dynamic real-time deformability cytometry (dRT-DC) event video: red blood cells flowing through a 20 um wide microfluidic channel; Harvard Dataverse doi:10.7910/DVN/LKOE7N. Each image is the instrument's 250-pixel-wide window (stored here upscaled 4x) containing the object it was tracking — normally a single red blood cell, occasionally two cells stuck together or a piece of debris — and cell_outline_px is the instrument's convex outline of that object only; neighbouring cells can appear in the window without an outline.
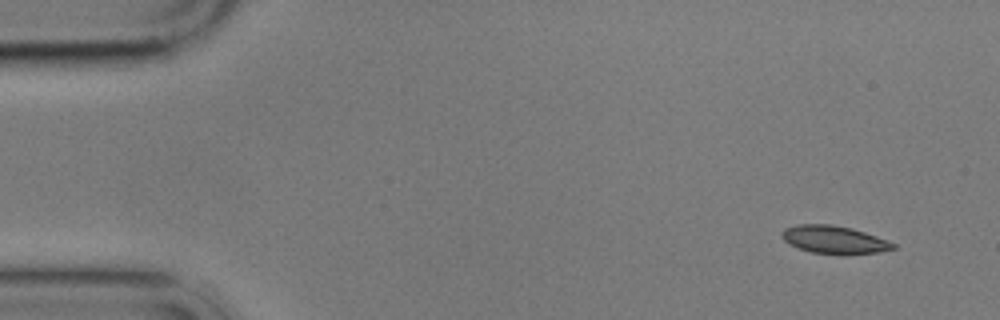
{"species": "common noctule bat (a hibernating species)", "species_latin": "Nyctalus noctula", "temperature_condition": "cold", "stored_images_in_passage": 7, "camera_frame_rate_fps": 3000, "um_per_image_px": 0.085, "animal": {"sex": "male", "body_mass_g": 17.9}, "frame": {"image": 1, "passage_image": 1, "time_ms": 0.0, "image_size_px": [1000, 320], "cell_outline_px": [[896, 248], [880, 252], [812, 252], [788, 244], [780, 236], [780, 232], [784, 228], [796, 224], [832, 224], [852, 228], [888, 240], [896, 244]], "centroid_in_image_um": [70.85, 20.32], "position_along_channel_um": 14.1, "area_um2": 17.57}}
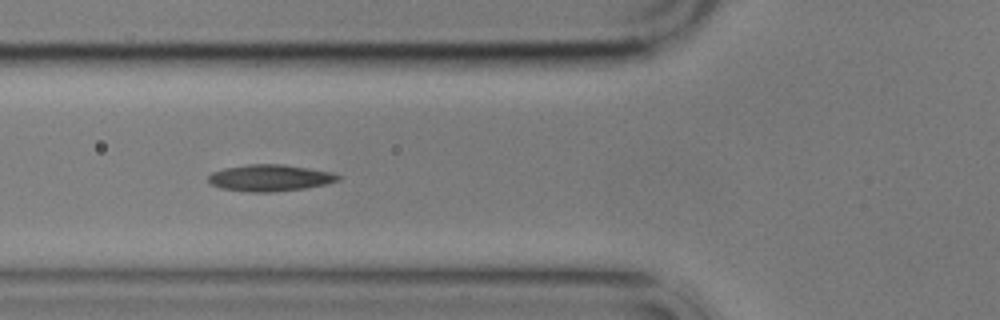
{"frame": {"image": 2, "passage_image": 6, "time_ms": 5.667, "image_size_px": [1000, 320], "cell_outline_px": [[340, 180], [328, 184], [304, 188], [272, 192], [252, 192], [220, 188], [212, 184], [208, 180], [208, 176], [212, 172], [224, 168], [248, 164], [284, 164], [332, 172], [340, 176]], "centroid_in_image_um": [22.96, 15.11], "position_along_channel_um": 102.8, "area_um2": 20.11}}
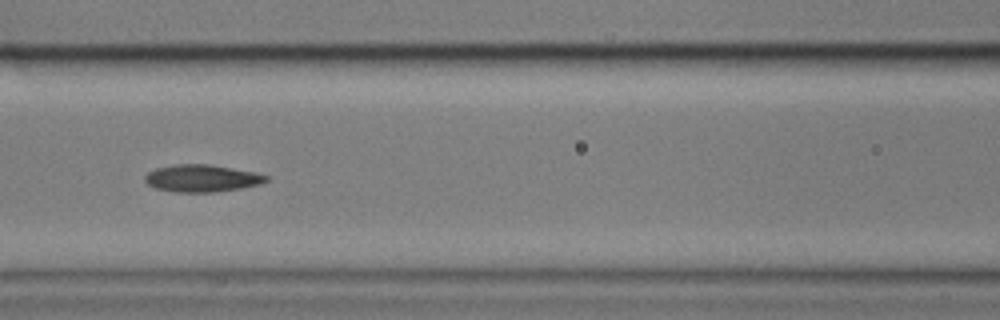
{"frame": {"image": 3, "passage_image": 7, "time_ms": 7.0, "image_size_px": [1000, 320], "cell_outline_px": [[268, 180], [260, 184], [240, 188], [216, 192], [176, 192], [156, 188], [148, 184], [144, 180], [144, 176], [148, 172], [156, 168], [176, 164], [208, 164], [256, 172], [268, 176]], "centroid_in_image_um": [17.15, 15.15], "position_along_channel_um": 149.4, "area_um2": 19.19}}